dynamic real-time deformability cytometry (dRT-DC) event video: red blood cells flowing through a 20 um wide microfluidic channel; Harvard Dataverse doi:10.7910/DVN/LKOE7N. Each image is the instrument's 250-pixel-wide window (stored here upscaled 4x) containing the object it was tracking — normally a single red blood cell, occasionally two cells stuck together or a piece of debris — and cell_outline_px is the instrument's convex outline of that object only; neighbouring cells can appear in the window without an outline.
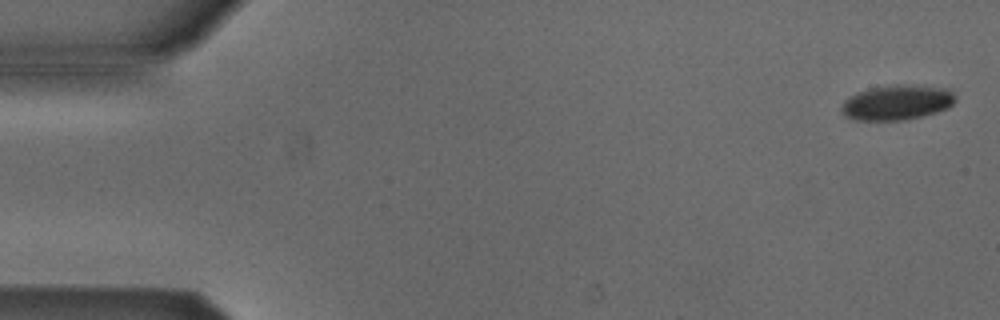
{"species": "Egyptian fruit bat (a non-hibernating species)", "species_latin": "Rousettus aegyptiacus", "temperature_condition": "cold", "stored_images_in_passage": 3, "camera_frame_rate_fps": 3000, "um_per_image_px": 0.085, "animal": {"sex": "male"}, "frame": {"image": 1, "passage_image": 1, "time_ms": 0.0, "image_size_px": [1000, 320], "cell_outline_px": [[956, 100], [948, 108], [936, 112], [904, 120], [856, 120], [844, 116], [840, 112], [840, 108], [844, 100], [848, 96], [856, 92], [872, 88], [896, 84], [908, 84], [952, 88], [956, 96]], "centroid_in_image_um": [76.25, 8.69], "position_along_channel_um": 8.8, "area_um2": 23.64}}